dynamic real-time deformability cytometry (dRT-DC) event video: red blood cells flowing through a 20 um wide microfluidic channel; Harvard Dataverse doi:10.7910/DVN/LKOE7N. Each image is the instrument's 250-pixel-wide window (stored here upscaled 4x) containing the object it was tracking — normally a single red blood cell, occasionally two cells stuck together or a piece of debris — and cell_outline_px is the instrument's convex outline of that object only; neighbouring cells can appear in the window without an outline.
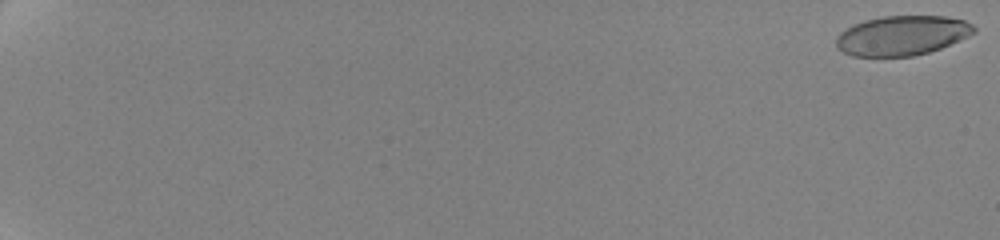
{"species": "human", "species_latin": "Homo sapiens", "temperature_condition": "cold", "stored_images_in_passage": 78, "camera_frame_rate_fps": 3000, "um_per_image_px": 0.085, "donor": {"sex": "female"}, "frame": {"image": 1, "passage_image": 1, "time_ms": 0.0, "image_size_px": [1000, 240], "cell_outline_px": [[976, 32], [968, 36], [940, 48], [928, 52], [912, 56], [852, 56], [836, 48], [836, 36], [844, 28], [864, 20], [884, 16], [944, 16], [964, 20], [972, 24], [976, 28]], "centroid_in_image_um": [76.64, 3.01], "position_along_channel_um": 8.4, "area_um2": 31.85}}
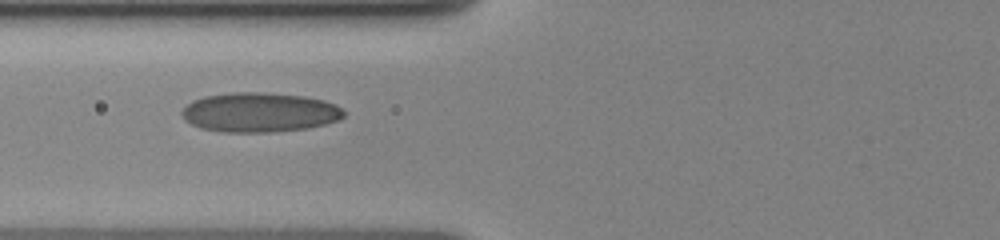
{"frame": {"image": 2, "passage_image": 58, "time_ms": 9.333, "image_size_px": [1000, 240], "cell_outline_px": [[344, 116], [340, 120], [308, 128], [272, 132], [224, 132], [200, 128], [184, 120], [180, 112], [192, 100], [204, 96], [232, 92], [256, 92], [304, 96], [324, 100], [336, 104], [344, 112]], "centroid_in_image_um": [22.05, 9.55], "position_along_channel_um": 103.8, "area_um2": 37.4}}
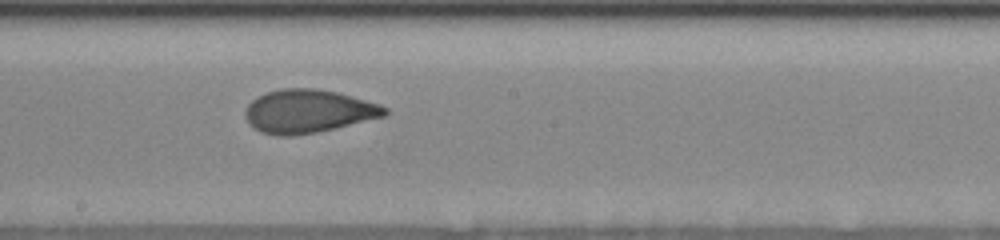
{"frame": {"image": 3, "passage_image": 77, "time_ms": 12.667, "image_size_px": [1000, 240], "cell_outline_px": [[388, 112], [384, 116], [336, 128], [316, 132], [292, 136], [276, 136], [260, 132], [248, 124], [244, 116], [244, 112], [248, 104], [252, 100], [268, 92], [280, 88], [316, 88], [336, 92], [352, 96], [380, 104], [388, 108]], "centroid_in_image_um": [26.17, 9.46], "position_along_channel_um": 222.0, "area_um2": 35.32}}